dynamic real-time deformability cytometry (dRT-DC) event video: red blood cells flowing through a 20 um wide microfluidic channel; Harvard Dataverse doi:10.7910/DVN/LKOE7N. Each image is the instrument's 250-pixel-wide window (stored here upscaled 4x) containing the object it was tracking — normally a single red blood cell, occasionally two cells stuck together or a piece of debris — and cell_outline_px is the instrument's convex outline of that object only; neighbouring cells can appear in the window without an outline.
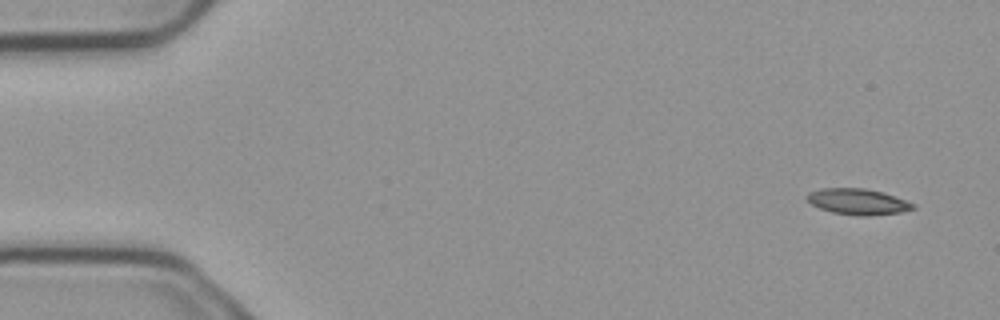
{"species": "common noctule bat (a hibernating species)", "species_latin": "Nyctalus noctula", "temperature_condition": "cold", "stored_images_in_passage": 4, "camera_frame_rate_fps": 3000, "um_per_image_px": 0.085, "animal": {"sex": "male", "body_mass_g": 23.1, "forearm_length_mm": 52.7}, "frame": {"image": 1, "passage_image": 1, "time_ms": 0.0, "image_size_px": [1000, 320], "cell_outline_px": [[916, 208], [900, 212], [868, 216], [856, 216], [832, 212], [820, 208], [812, 204], [804, 196], [808, 192], [820, 188], [864, 188], [880, 192], [916, 204]], "centroid_in_image_um": [72.87, 17.14], "position_along_channel_um": 12.1, "area_um2": 15.95}}
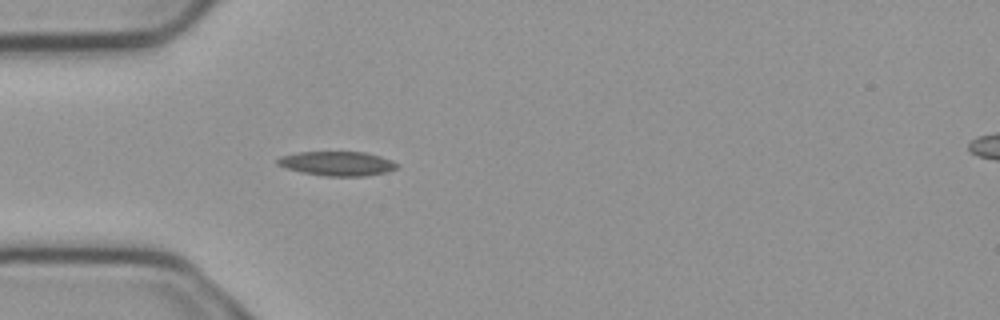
{"frame": {"image": 2, "passage_image": 4, "time_ms": 1.0, "image_size_px": [1000, 320], "cell_outline_px": [[400, 164], [396, 168], [384, 172], [364, 176], [324, 176], [304, 172], [288, 168], [276, 164], [276, 160], [280, 156], [300, 152], [364, 152], [380, 156], [392, 160]], "centroid_in_image_um": [28.67, 13.89], "position_along_channel_um": 56.3, "area_um2": 16.76}}